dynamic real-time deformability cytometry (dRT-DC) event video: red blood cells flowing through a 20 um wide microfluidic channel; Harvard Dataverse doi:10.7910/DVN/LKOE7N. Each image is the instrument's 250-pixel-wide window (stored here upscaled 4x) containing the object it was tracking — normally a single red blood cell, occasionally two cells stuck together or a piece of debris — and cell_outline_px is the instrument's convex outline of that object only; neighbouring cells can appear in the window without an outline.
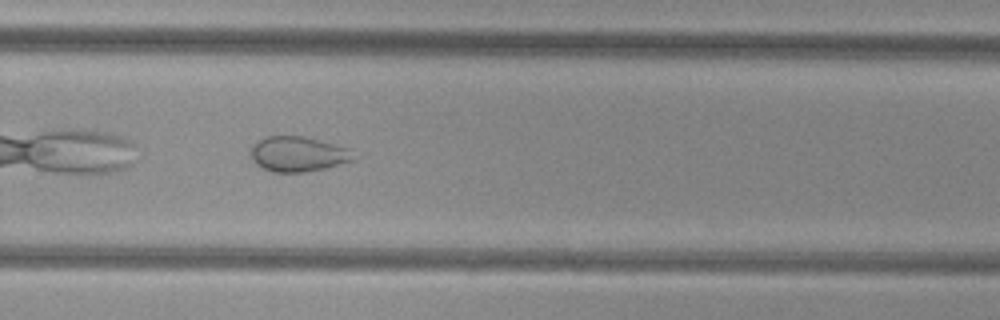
{"species": "common noctule bat (a hibernating species)", "species_latin": "Nyctalus noctula", "temperature_condition": "cold", "stored_images_in_passage": 33, "camera_frame_rate_fps": 3000, "um_per_image_px": 0.085, "animal": {"sex": "female", "body_mass_g": 29.2, "forearm_length_mm": 56.3}, "frame": {"image": 1, "passage_image": 19, "time_ms": 6.0, "image_size_px": [1000, 320], "cell_outline_px": [[356, 160], [324, 168], [304, 172], [272, 172], [256, 164], [252, 160], [252, 144], [268, 136], [304, 136], [348, 148]], "centroid_in_image_um": [25.32, 13.1], "position_along_channel_um": 304.5, "area_um2": 20.75}}